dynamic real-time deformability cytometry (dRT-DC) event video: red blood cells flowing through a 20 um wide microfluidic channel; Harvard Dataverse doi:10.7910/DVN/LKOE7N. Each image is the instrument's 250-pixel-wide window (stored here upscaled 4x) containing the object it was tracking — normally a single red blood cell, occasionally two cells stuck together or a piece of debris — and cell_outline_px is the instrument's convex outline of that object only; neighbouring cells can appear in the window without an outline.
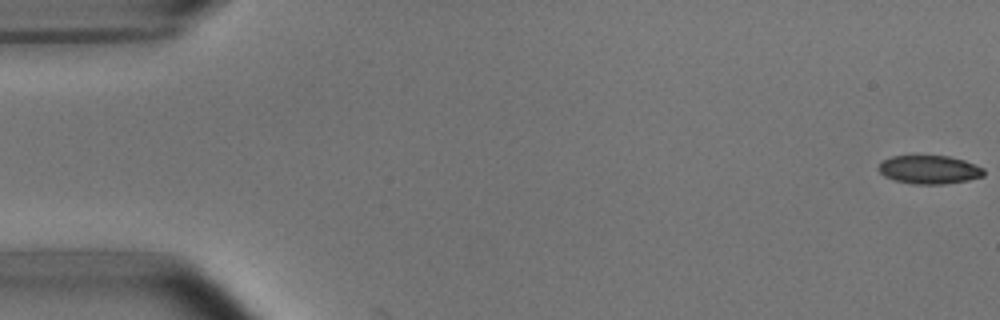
{"species": "common noctule bat (a hibernating species)", "species_latin": "Nyctalus noctula", "temperature_condition": "room temperature", "stored_images_in_passage": 3, "camera_frame_rate_fps": 3000, "um_per_image_px": 0.085, "animal": {"sex": "male", "body_mass_g": 15.6}, "frame": {"image": 1, "passage_image": 1, "time_ms": 0.0, "image_size_px": [1000, 320], "cell_outline_px": [[984, 176], [968, 180], [944, 184], [916, 184], [896, 180], [884, 176], [876, 168], [884, 160], [892, 156], [948, 156], [964, 160], [984, 168]], "centroid_in_image_um": [79.0, 14.42], "position_along_channel_um": 6.0, "area_um2": 17.34}}